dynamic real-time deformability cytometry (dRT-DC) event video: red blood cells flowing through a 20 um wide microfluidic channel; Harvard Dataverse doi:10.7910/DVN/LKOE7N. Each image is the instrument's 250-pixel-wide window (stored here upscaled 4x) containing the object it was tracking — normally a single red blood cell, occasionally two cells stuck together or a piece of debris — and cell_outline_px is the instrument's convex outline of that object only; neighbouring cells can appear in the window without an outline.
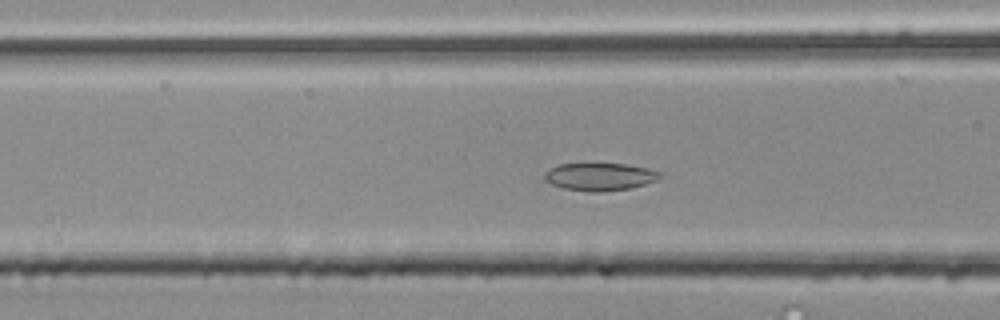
{"species": "common noctule bat (a hibernating species)", "species_latin": "Nyctalus noctula", "temperature_condition": "room temperature", "stored_images_in_passage": 51, "camera_frame_rate_fps": 3000, "um_per_image_px": 0.085, "animal": {"sex": "male", "body_mass_g": 20.4}, "frame": {"image": 1, "passage_image": 18, "time_ms": 5.667, "image_size_px": [1000, 320], "cell_outline_px": [[660, 176], [656, 180], [632, 188], [600, 192], [588, 192], [564, 188], [552, 184], [544, 180], [544, 176], [552, 168], [560, 164], [624, 164], [648, 168], [660, 172]], "centroid_in_image_um": [51.0, 15.03], "position_along_channel_um": 115.6, "area_um2": 18.32}}
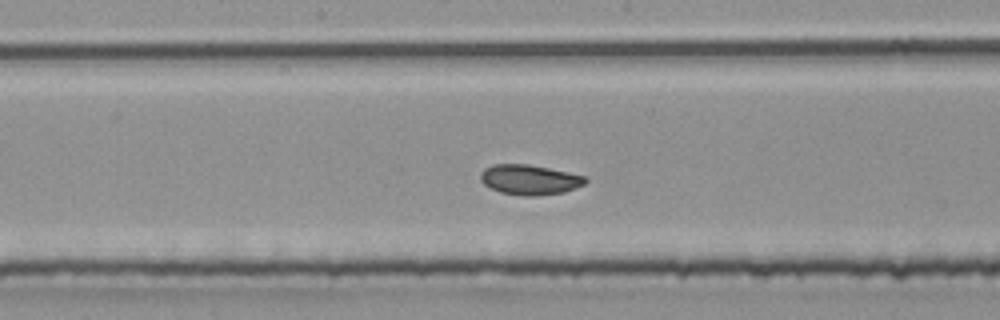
{"frame": {"image": 2, "passage_image": 25, "time_ms": 8.0, "image_size_px": [1000, 320], "cell_outline_px": [[588, 180], [584, 184], [576, 188], [564, 192], [536, 196], [524, 196], [500, 192], [484, 184], [480, 180], [480, 172], [484, 168], [492, 164], [528, 164], [588, 176]], "centroid_in_image_um": [45.03, 15.27], "position_along_channel_um": 203.2, "area_um2": 18.5}}
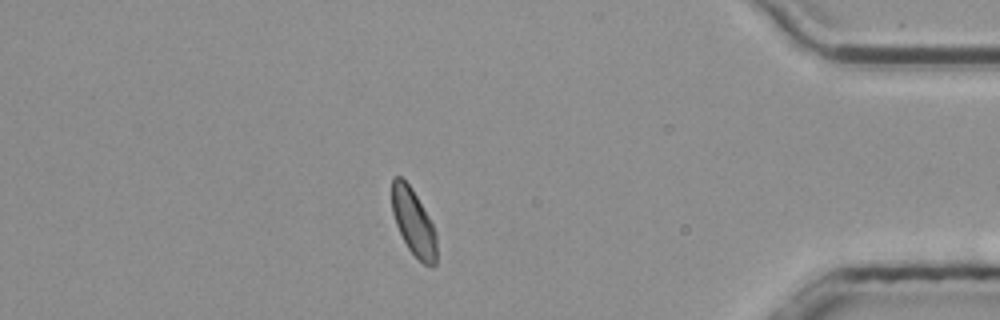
{"frame": {"image": 3, "passage_image": 44, "time_ms": 14.333, "image_size_px": [1000, 320], "cell_outline_px": [[436, 264], [424, 264], [408, 248], [396, 224], [392, 212], [392, 176], [400, 176], [412, 188], [428, 216], [436, 232]], "centroid_in_image_um": [35.13, 18.85], "position_along_channel_um": 400.1, "area_um2": 16.99}, "authors_computed_cell_mechanics": {"area_um2": 18.3226, "velocity_mm_per_s": 3.7487, "shape_relaxation_time_tau1_ms": null, "shape_relaxation_time_tau2_ms": 1.3914, "deformation_change_tau1": null, "deformation_change_tau2": 0.0547}}